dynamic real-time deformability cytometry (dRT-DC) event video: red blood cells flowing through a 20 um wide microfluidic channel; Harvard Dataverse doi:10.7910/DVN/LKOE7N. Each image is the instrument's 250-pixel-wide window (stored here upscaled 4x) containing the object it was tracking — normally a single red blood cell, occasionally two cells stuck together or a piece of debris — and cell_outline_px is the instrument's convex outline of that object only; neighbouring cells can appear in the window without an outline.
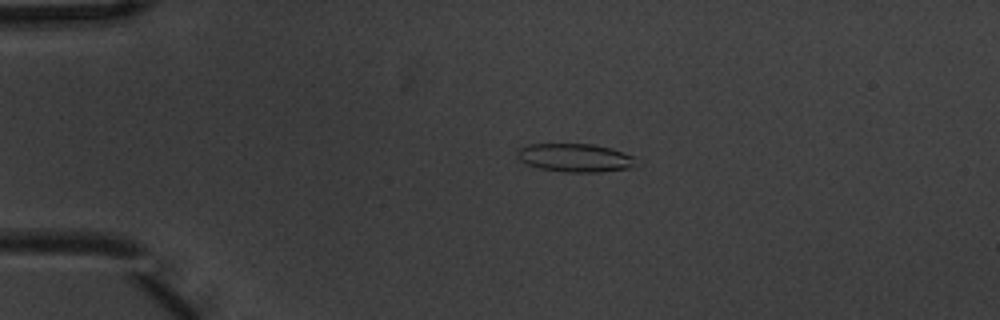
{"species": "common noctule bat (a hibernating species)", "species_latin": "Nyctalus noctula", "temperature_condition": "warm", "stored_images_in_passage": 3, "camera_frame_rate_fps": 3000, "um_per_image_px": 0.085, "animal": {"sex": "male", "body_mass_g": 20.1, "forearm_length_mm": 53.5}, "frame": {"image": 1, "passage_image": 2, "time_ms": 0.333, "image_size_px": [1000, 320], "cell_outline_px": [[644, 164], [636, 168], [600, 172], [564, 172], [540, 168], [528, 164], [520, 160], [516, 156], [516, 148], [528, 144], [596, 144], [624, 152], [636, 156]], "centroid_in_image_um": [49.02, 13.41], "position_along_channel_um": 36.0, "area_um2": 20.4}}